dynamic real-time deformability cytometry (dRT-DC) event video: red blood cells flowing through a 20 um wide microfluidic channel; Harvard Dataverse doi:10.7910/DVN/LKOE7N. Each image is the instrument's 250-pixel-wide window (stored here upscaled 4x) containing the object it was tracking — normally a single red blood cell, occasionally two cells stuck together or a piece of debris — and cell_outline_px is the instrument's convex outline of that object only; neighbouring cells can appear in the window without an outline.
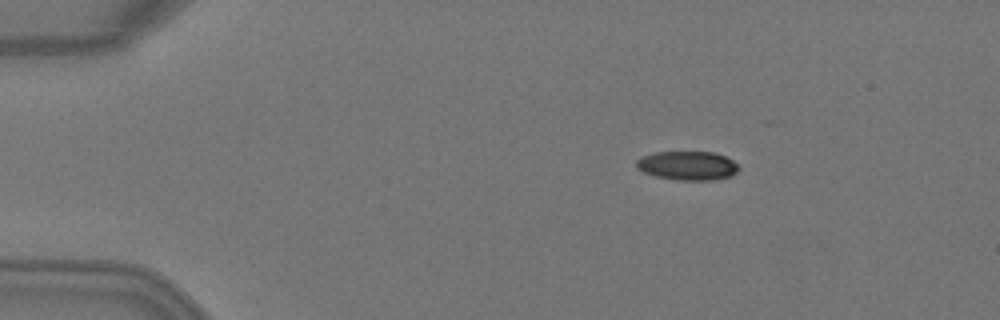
{"species": "Egyptian fruit bat (a non-hibernating species)", "species_latin": "Rousettus aegyptiacus", "temperature_condition": "warm", "stored_images_in_passage": 4, "camera_frame_rate_fps": 3000, "um_per_image_px": 0.085, "animal": {"sex": "female"}, "frame": {"image": 1, "passage_image": 2, "time_ms": 0.333, "image_size_px": [1000, 320], "cell_outline_px": [[740, 168], [732, 176], [712, 180], [676, 180], [656, 176], [644, 172], [636, 168], [636, 160], [644, 156], [656, 152], [716, 152], [732, 160]], "centroid_in_image_um": [58.45, 14.08], "position_along_channel_um": 26.5, "area_um2": 17.22}}